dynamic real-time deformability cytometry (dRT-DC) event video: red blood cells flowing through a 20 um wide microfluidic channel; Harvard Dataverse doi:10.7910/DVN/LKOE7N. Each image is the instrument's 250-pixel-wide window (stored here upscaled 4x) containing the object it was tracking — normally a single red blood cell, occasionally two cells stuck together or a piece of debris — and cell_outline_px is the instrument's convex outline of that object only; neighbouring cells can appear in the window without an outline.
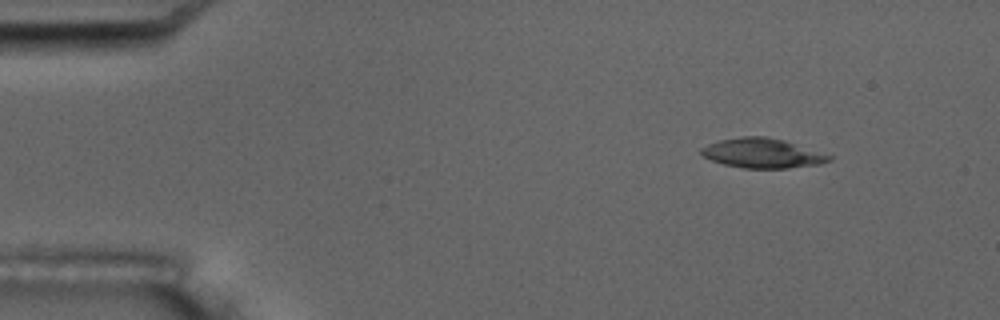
{"species": "common noctule bat (a hibernating species)", "species_latin": "Nyctalus noctula", "temperature_condition": "room temperature", "stored_images_in_passage": 5, "camera_frame_rate_fps": 3000, "um_per_image_px": 0.085, "animal": {"sex": "male", "body_mass_g": 17.5, "forearm_length_mm": 52.3}, "frame": {"image": 1, "passage_image": 2, "time_ms": 1.333, "image_size_px": [1000, 320], "cell_outline_px": [[832, 160], [820, 164], [788, 168], [744, 168], [724, 164], [712, 160], [704, 156], [700, 152], [700, 148], [708, 144], [720, 140], [744, 136], [764, 136], [784, 140], [832, 156]], "centroid_in_image_um": [64.8, 13.02], "position_along_channel_um": 20.2, "area_um2": 21.85}}